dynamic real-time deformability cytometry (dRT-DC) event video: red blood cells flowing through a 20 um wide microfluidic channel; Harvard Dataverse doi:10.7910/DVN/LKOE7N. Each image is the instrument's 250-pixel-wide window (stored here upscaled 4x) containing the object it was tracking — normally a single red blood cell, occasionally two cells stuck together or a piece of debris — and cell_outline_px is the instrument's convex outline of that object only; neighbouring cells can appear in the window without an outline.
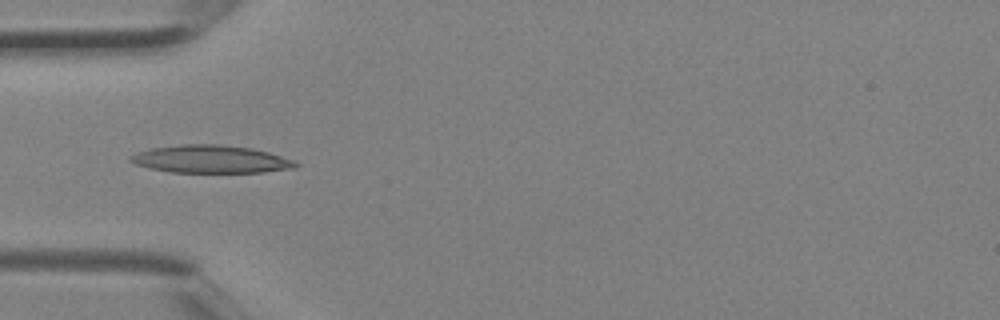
{"species": "Egyptian fruit bat (a non-hibernating species)", "species_latin": "Rousettus aegyptiacus", "temperature_condition": "room temperature", "stored_images_in_passage": 1, "camera_frame_rate_fps": 3000, "um_per_image_px": 0.085, "animal": {"sex": "female"}, "frame": {"image": 1, "passage_image": 1, "time_ms": 0.0, "image_size_px": [1000, 320], "cell_outline_px": [[300, 164], [292, 168], [264, 172], [172, 172], [148, 168], [136, 164], [128, 160], [136, 152], [152, 148], [180, 144], [220, 144], [252, 148], [268, 152], [292, 160]], "centroid_in_image_um": [17.89, 13.52], "position_along_channel_um": 67.1, "area_um2": 26.53}}